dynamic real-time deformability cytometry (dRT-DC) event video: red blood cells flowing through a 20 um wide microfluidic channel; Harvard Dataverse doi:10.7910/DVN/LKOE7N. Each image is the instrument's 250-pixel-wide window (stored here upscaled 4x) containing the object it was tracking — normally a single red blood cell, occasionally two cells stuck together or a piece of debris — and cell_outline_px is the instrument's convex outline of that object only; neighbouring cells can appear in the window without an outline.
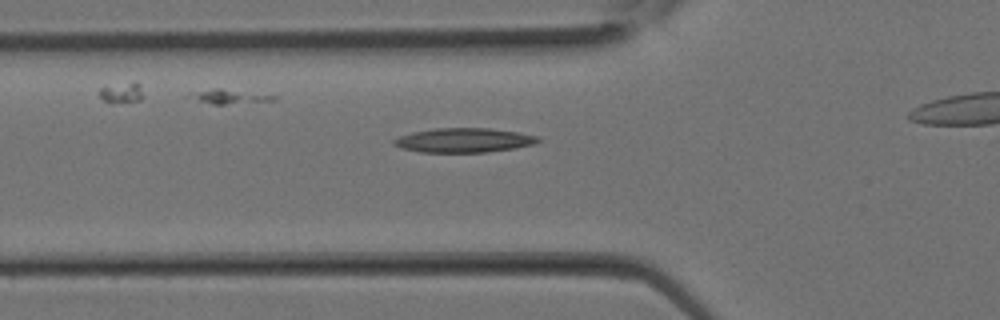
{"species": "Egyptian fruit bat (a non-hibernating species)", "species_latin": "Rousettus aegyptiacus", "temperature_condition": "room temperature", "stored_images_in_passage": 22, "camera_frame_rate_fps": 3000, "um_per_image_px": 0.085, "animal": {"sex": "female"}, "frame": {"image": 1, "passage_image": 7, "time_ms": 2.0, "image_size_px": [1000, 320], "cell_outline_px": [[540, 140], [536, 144], [516, 148], [488, 152], [420, 152], [400, 148], [392, 144], [392, 140], [400, 136], [412, 132], [432, 128], [488, 128], [516, 132], [536, 136]], "centroid_in_image_um": [39.39, 11.92], "position_along_channel_um": 86.4, "area_um2": 20.52}}
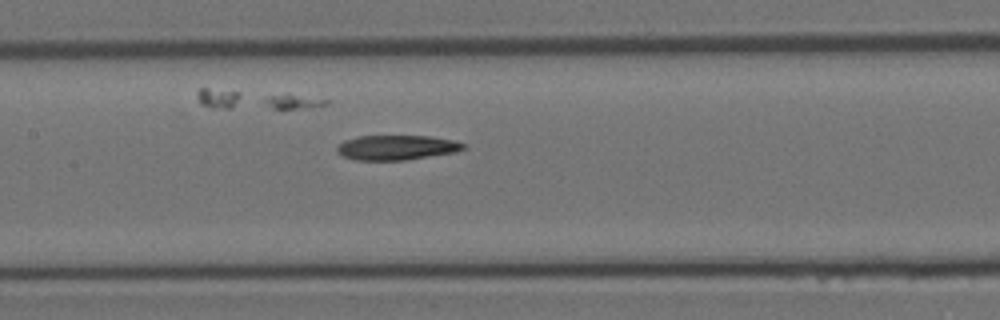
{"frame": {"image": 2, "passage_image": 11, "time_ms": 3.333, "image_size_px": [1000, 320], "cell_outline_px": [[468, 148], [456, 152], [404, 160], [356, 160], [344, 156], [336, 152], [336, 148], [344, 140], [360, 136], [428, 136], [452, 140], [464, 144]], "centroid_in_image_um": [33.71, 12.54], "position_along_channel_um": 173.7, "area_um2": 18.15}}
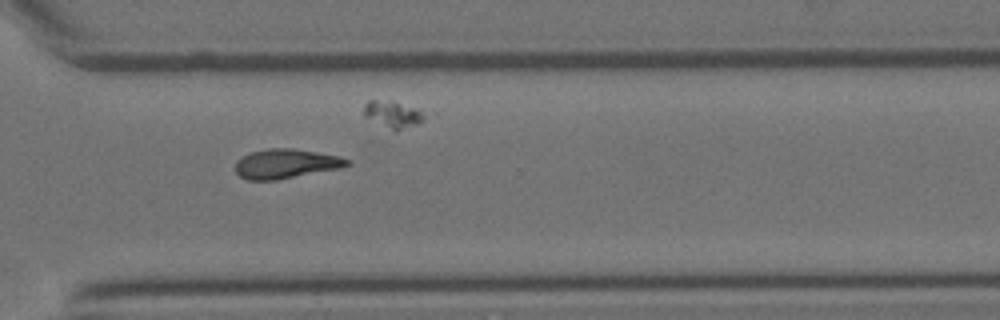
{"frame": {"image": 3, "passage_image": 19, "time_ms": 6.0, "image_size_px": [1000, 320], "cell_outline_px": [[352, 164], [340, 168], [276, 180], [248, 180], [240, 176], [236, 172], [236, 160], [248, 152], [268, 148], [292, 148], [340, 156], [352, 160]], "centroid_in_image_um": [24.31, 13.91], "position_along_channel_um": 346.3, "area_um2": 19.31}}